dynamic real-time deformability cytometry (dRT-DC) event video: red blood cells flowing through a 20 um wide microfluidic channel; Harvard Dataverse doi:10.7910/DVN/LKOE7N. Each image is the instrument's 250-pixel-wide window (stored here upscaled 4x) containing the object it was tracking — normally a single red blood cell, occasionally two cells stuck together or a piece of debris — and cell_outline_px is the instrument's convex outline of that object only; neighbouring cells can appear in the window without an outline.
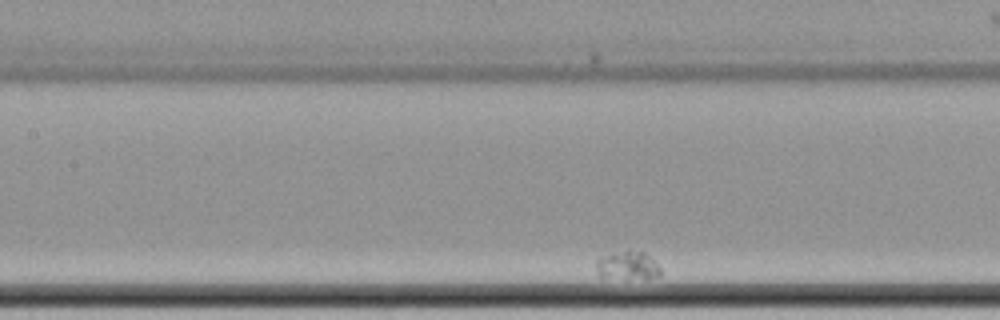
{"species": "common noctule bat (a hibernating species)", "species_latin": "Nyctalus noctula", "temperature_condition": "cold", "stored_images_in_passage": 40, "camera_frame_rate_fps": 3000, "um_per_image_px": 0.085, "animal": {"sex": "female", "body_mass_g": 22.7, "forearm_length_mm": 54.2}, "frame": {"image": 1, "passage_image": 14, "time_ms": 4.333, "image_size_px": [1000, 320], "cell_outline_px": [[660, 276], [648, 280], [624, 280], [600, 276], [596, 272], [596, 260], [600, 256], [628, 248], [644, 252], [656, 260], [660, 268]], "centroid_in_image_um": [53.37, 22.58], "position_along_channel_um": 154.0, "area_um2": 11.62}}
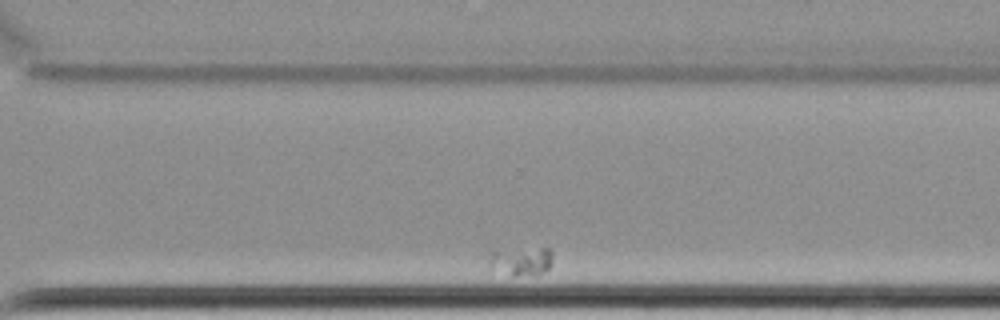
{"frame": {"image": 2, "passage_image": 35, "time_ms": 11.333, "image_size_px": [1000, 320], "cell_outline_px": [[552, 256], [548, 268], [544, 272], [536, 276], [512, 276], [488, 268], [480, 256], [492, 248], [548, 248], [552, 252]], "centroid_in_image_um": [44.05, 22.17], "position_along_channel_um": 326.5, "area_um2": 11.96}}
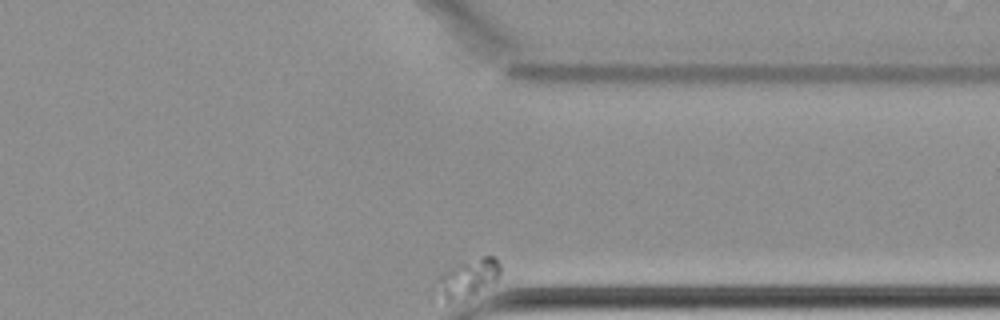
{"frame": {"image": 3, "passage_image": 40, "time_ms": 13.0, "image_size_px": [1000, 320], "cell_outline_px": [[500, 272], [496, 280], [476, 292], [468, 296], [448, 304], [444, 304], [432, 288], [440, 276], [444, 272], [456, 264], [484, 256], [492, 256], [496, 260], [500, 268]], "centroid_in_image_um": [39.64, 23.7], "position_along_channel_um": 371.8, "area_um2": 14.16}}